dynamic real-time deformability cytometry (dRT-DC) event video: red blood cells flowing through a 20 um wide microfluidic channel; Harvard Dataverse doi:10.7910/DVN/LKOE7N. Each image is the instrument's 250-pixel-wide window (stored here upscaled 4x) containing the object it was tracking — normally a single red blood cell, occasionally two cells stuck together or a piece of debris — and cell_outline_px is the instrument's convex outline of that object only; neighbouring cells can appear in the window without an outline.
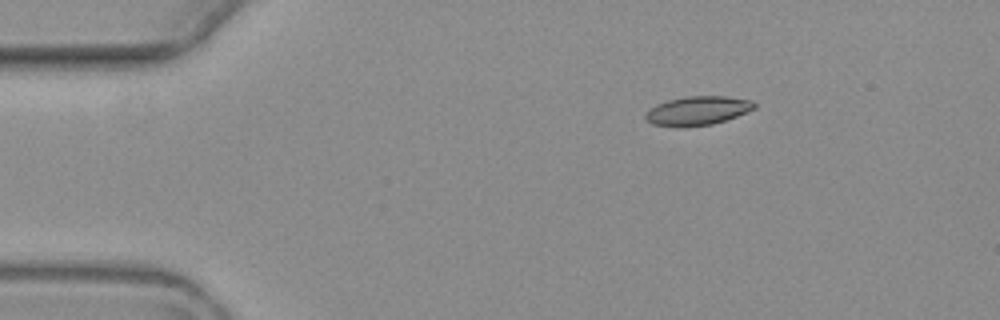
{"species": "common noctule bat (a hibernating species)", "species_latin": "Nyctalus noctula", "temperature_condition": "warm", "stored_images_in_passage": 3, "camera_frame_rate_fps": 3000, "um_per_image_px": 0.085, "animal": {"sex": "female", "body_mass_g": 19.3, "forearm_length_mm": 54.1}, "frame": {"image": 1, "passage_image": 1, "time_ms": 0.0, "image_size_px": [1000, 320], "cell_outline_px": [[756, 108], [736, 116], [712, 124], [684, 128], [652, 124], [644, 116], [656, 104], [668, 100], [688, 96], [724, 96], [752, 100], [756, 104]], "centroid_in_image_um": [59.31, 9.41], "position_along_channel_um": 25.7, "area_um2": 18.26}}